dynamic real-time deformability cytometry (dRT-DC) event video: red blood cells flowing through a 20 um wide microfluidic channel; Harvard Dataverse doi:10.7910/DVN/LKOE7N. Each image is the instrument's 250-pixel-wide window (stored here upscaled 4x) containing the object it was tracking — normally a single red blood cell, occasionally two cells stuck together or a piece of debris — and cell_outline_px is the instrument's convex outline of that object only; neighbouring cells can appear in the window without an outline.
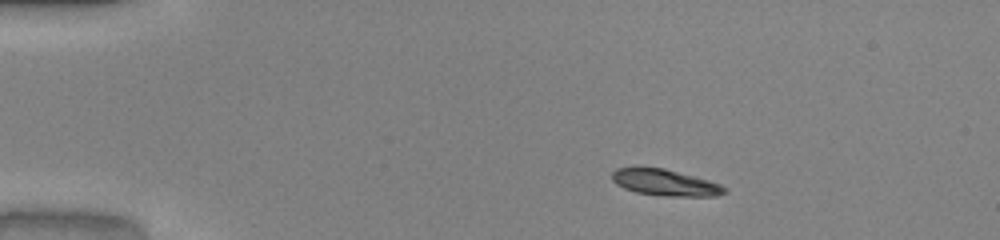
{"species": "common noctule bat (a hibernating species)", "species_latin": "Nyctalus noctula", "temperature_condition": "warm", "stored_images_in_passage": 43, "camera_frame_rate_fps": 3000, "um_per_image_px": 0.085, "animal": {"sex": "male", "body_mass_g": 20.0, "forearm_length_mm": 53.3}, "frame": {"image": 1, "passage_image": 1, "time_ms": 0.0, "image_size_px": [1000, 240], "cell_outline_px": [[728, 192], [716, 196], [668, 196], [636, 192], [624, 188], [616, 184], [612, 180], [612, 172], [616, 168], [664, 168], [708, 180], [720, 184], [728, 188]], "centroid_in_image_um": [56.57, 15.53], "position_along_channel_um": 28.4, "area_um2": 17.11}}
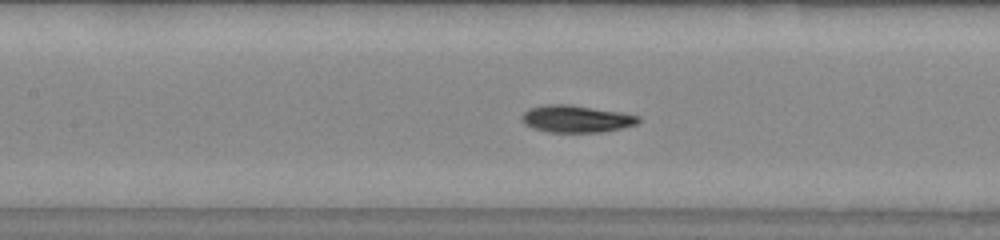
{"frame": {"image": 2, "passage_image": 16, "time_ms": 5.0, "image_size_px": [1000, 240], "cell_outline_px": [[640, 120], [636, 124], [620, 128], [600, 132], [548, 132], [532, 128], [524, 124], [520, 120], [520, 116], [528, 108], [544, 104], [568, 104], [620, 112], [640, 116]], "centroid_in_image_um": [48.91, 10.1], "position_along_channel_um": 158.5, "area_um2": 18.5}}
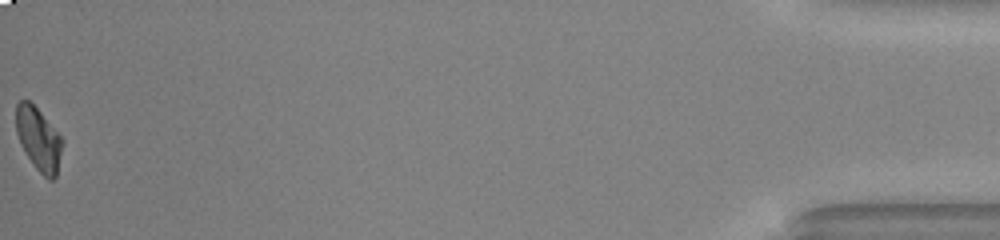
{"frame": {"image": 3, "passage_image": 43, "time_ms": 14.0, "image_size_px": [1000, 240], "cell_outline_px": [[64, 140], [56, 176], [52, 180], [48, 180], [36, 168], [24, 152], [20, 144], [16, 132], [16, 104], [20, 100], [28, 100], [40, 112]], "centroid_in_image_um": [3.27, 11.83], "position_along_channel_um": 431.9, "area_um2": 16.94}, "authors_computed_cell_mechanics": {"area_um2": 17.9758, "velocity_mm_per_s": 4.0943, "shape_relaxation_time_tau1_ms": 4.2657, "shape_relaxation_time_tau2_ms": 2.1962, "deformation_change_tau1": 0.2111, "deformation_change_tau2": 0.0692}}